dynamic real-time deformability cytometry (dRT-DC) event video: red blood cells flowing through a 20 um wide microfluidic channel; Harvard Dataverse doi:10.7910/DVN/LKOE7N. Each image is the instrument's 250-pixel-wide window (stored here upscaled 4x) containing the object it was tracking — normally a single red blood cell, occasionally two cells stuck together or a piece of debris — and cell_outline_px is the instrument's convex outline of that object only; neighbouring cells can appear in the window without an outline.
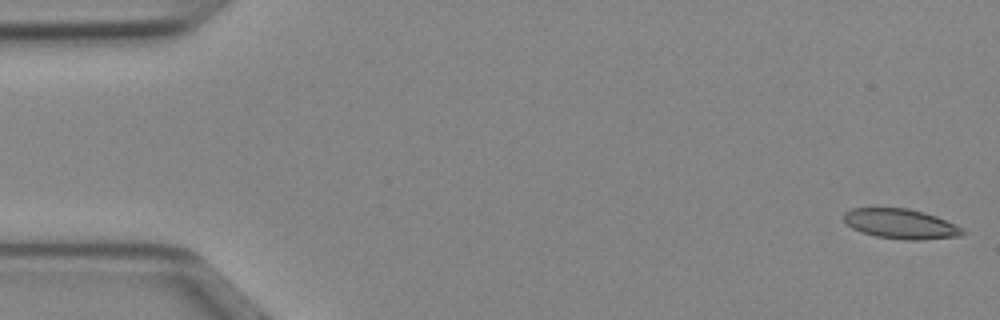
{"species": "Egyptian fruit bat (a non-hibernating species)", "species_latin": "Rousettus aegyptiacus", "temperature_condition": "cold", "stored_images_in_passage": 50, "camera_frame_rate_fps": 3000, "um_per_image_px": 0.085, "animal": {"sex": "female"}, "frame": {"image": 1, "passage_image": 1, "time_ms": 0.0, "image_size_px": [1000, 320], "cell_outline_px": [[968, 232], [964, 236], [920, 240], [904, 240], [876, 236], [860, 232], [852, 228], [844, 220], [844, 212], [852, 208], [908, 208], [924, 212], [936, 216], [956, 224], [964, 228]], "centroid_in_image_um": [76.63, 19.04], "position_along_channel_um": 8.4, "area_um2": 20.98}}
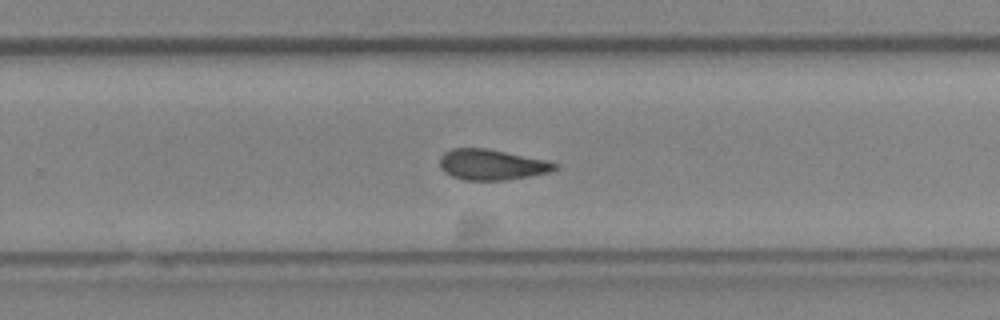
{"frame": {"image": 2, "passage_image": 32, "time_ms": 10.333, "image_size_px": [1000, 320], "cell_outline_px": [[556, 168], [548, 172], [528, 176], [504, 180], [464, 180], [452, 176], [444, 172], [440, 168], [440, 156], [444, 152], [452, 148], [488, 148], [548, 160], [556, 164]], "centroid_in_image_um": [41.75, 13.98], "position_along_channel_um": 288.0, "area_um2": 20.52}}
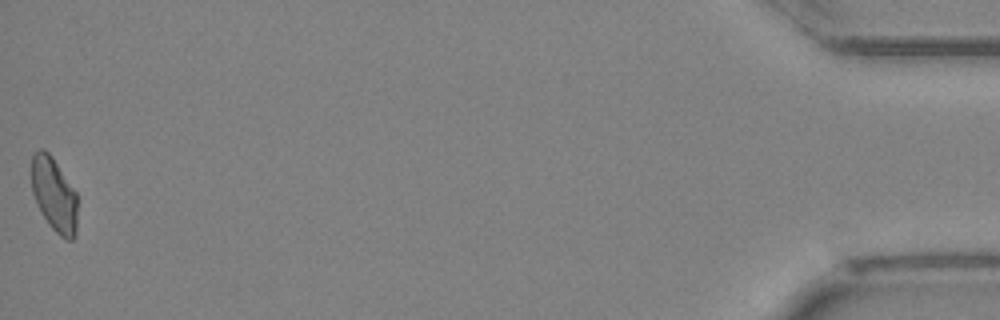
{"frame": {"image": 3, "passage_image": 50, "time_ms": 16.333, "image_size_px": [1000, 320], "cell_outline_px": [[76, 236], [72, 240], [68, 240], [60, 236], [48, 224], [36, 204], [32, 192], [32, 156], [40, 148], [44, 148], [52, 156], [76, 192]], "centroid_in_image_um": [4.59, 16.55], "position_along_channel_um": 430.6, "area_um2": 19.77}, "authors_computed_cell_mechanics": {"area_um2": 20.9814, "velocity_mm_per_s": 4.0157, "shape_relaxation_time_tau1_ms": null, "shape_relaxation_time_tau2_ms": 4.6827, "deformation_change_tau1": null, "deformation_change_tau2": 0.1105}}